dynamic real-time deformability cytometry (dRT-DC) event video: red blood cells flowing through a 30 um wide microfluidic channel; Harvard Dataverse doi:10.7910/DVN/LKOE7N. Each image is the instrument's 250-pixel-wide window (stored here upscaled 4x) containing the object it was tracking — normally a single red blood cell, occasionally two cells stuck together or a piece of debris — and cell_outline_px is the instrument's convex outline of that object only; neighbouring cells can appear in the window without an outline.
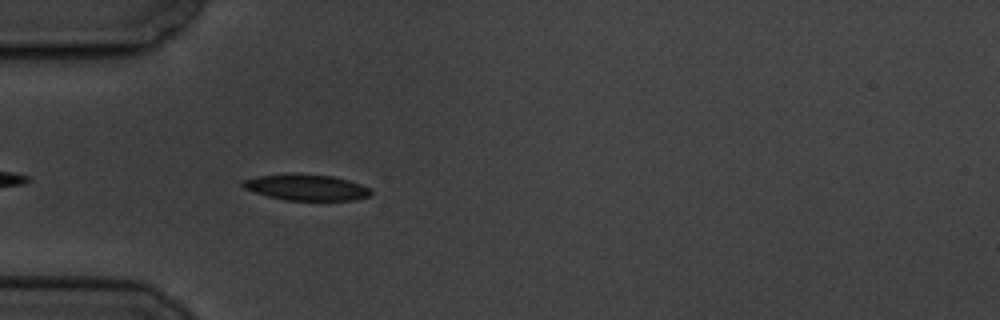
{"species": "common noctule bat (a hibernating species)", "species_latin": "Nyctalus noctula", "temperature_condition": "cold", "stored_images_in_passage": 26, "camera_frame_rate_fps": 3000, "um_per_image_px": 0.085, "animal": {"sex": "male", "body_mass_g": 19.5, "forearm_length_mm": 54.6}, "frame": {"image": 1, "passage_image": 5, "time_ms": 1.333, "image_size_px": [1000, 320], "cell_outline_px": [[372, 196], [356, 200], [284, 200], [268, 196], [244, 188], [240, 184], [244, 180], [256, 176], [292, 172], [332, 176], [348, 180], [360, 184], [368, 188], [372, 192]], "centroid_in_image_um": [26.03, 15.91], "position_along_channel_um": 59.0, "area_um2": 19.65}}
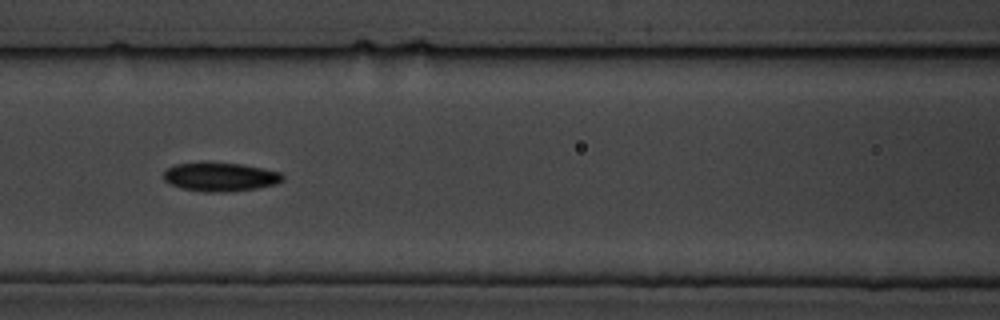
{"frame": {"image": 2, "passage_image": 13, "time_ms": 4.0, "image_size_px": [1000, 320], "cell_outline_px": [[284, 180], [276, 184], [256, 188], [224, 192], [204, 192], [180, 188], [168, 184], [164, 180], [164, 172], [168, 168], [176, 164], [204, 160], [240, 164], [280, 172], [284, 176]], "centroid_in_image_um": [18.67, 15.01], "position_along_channel_um": 147.9, "area_um2": 20.4}}
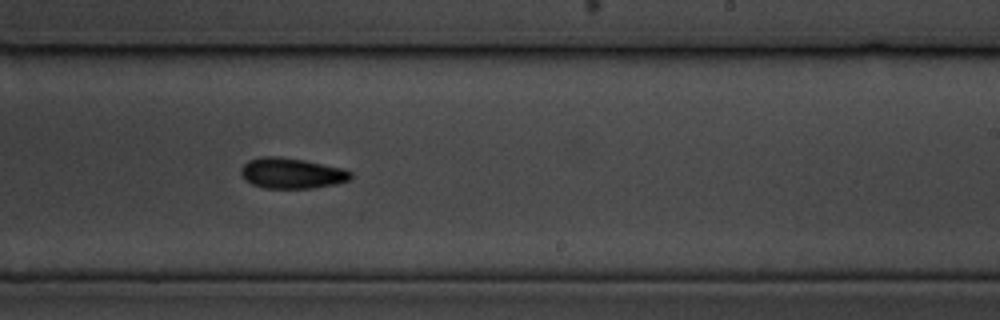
{"frame": {"image": 3, "passage_image": 23, "time_ms": 7.333, "image_size_px": [1000, 320], "cell_outline_px": [[352, 176], [348, 180], [336, 184], [312, 188], [264, 188], [252, 184], [244, 180], [240, 172], [240, 168], [248, 160], [264, 156], [280, 156], [304, 160], [344, 168], [352, 172]], "centroid_in_image_um": [24.78, 14.72], "position_along_channel_um": 264.2, "area_um2": 19.71}}